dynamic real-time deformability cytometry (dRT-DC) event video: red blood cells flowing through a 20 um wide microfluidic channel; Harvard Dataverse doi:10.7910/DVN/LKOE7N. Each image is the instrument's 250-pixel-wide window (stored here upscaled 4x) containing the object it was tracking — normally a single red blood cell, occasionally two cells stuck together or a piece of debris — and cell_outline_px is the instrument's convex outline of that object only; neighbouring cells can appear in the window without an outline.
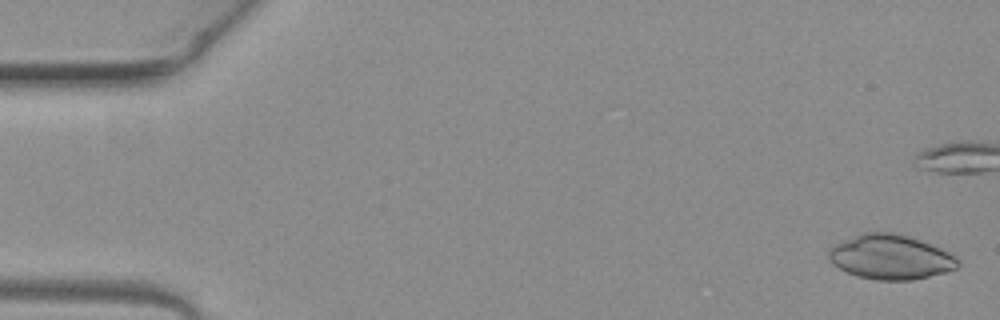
{"species": "common noctule bat (a hibernating species)", "species_latin": "Nyctalus noctula", "temperature_condition": "warm", "stored_images_in_passage": 42, "camera_frame_rate_fps": 3000, "um_per_image_px": 0.085, "animal": {"sex": "female", "body_mass_g": 19.3, "forearm_length_mm": 54.1}, "frame": {"image": 1, "passage_image": 2, "time_ms": 0.333, "image_size_px": [1000, 320], "cell_outline_px": [[960, 264], [956, 268], [944, 272], [912, 280], [876, 280], [860, 276], [848, 272], [840, 268], [828, 256], [828, 252], [836, 244], [860, 232], [892, 232], [908, 236], [920, 240], [940, 248], [956, 256], [960, 260]], "centroid_in_image_um": [75.73, 21.84], "position_along_channel_um": 9.3, "area_um2": 33.18}}